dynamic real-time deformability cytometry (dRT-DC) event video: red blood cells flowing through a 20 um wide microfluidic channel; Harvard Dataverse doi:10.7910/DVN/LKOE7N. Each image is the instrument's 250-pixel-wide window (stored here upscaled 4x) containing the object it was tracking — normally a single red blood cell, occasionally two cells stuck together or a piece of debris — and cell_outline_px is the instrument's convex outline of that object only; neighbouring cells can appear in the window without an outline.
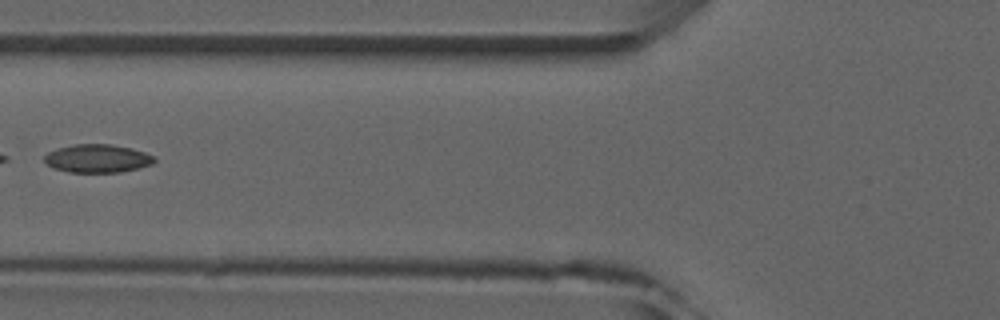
{"species": "common noctule bat (a hibernating species)", "species_latin": "Nyctalus noctula", "temperature_condition": "room temperature", "stored_images_in_passage": 5, "camera_frame_rate_fps": 3000, "um_per_image_px": 0.085, "animal": {"sex": "male", "forearm_length_mm": 52.5}, "frame": {"image": 1, "passage_image": 5, "time_ms": 4.667, "image_size_px": [1000, 320], "cell_outline_px": [[156, 160], [152, 164], [136, 168], [116, 172], [68, 172], [52, 168], [44, 160], [44, 156], [48, 152], [56, 148], [76, 144], [112, 144], [132, 148], [144, 152], [152, 156]], "centroid_in_image_um": [8.24, 13.46], "position_along_channel_um": 117.6, "area_um2": 17.98}}